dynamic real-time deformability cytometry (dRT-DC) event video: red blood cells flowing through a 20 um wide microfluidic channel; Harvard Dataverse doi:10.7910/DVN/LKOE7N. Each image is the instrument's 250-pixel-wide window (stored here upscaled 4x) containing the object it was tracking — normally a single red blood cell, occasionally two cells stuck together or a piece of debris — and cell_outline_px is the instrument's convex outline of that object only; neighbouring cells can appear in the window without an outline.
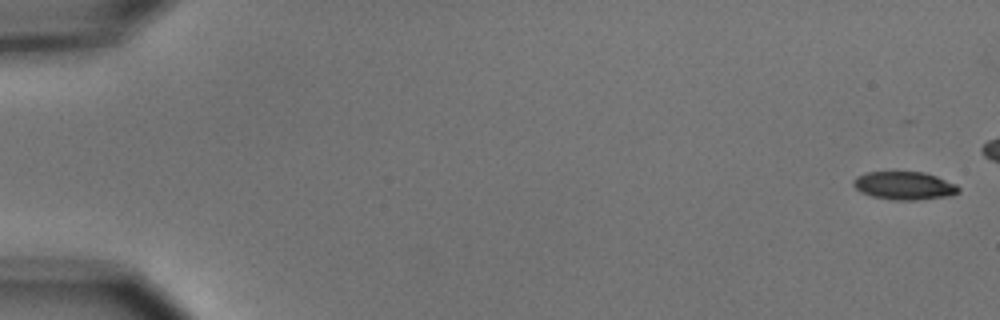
{"species": "common noctule bat (a hibernating species)", "species_latin": "Nyctalus noctula", "temperature_condition": "cold", "stored_images_in_passage": 11, "camera_frame_rate_fps": 3000, "um_per_image_px": 0.085, "animal": {"sex": "male", "body_mass_g": 15.6}, "frame": {"image": 1, "passage_image": 1, "time_ms": 0.0, "image_size_px": [1000, 320], "cell_outline_px": [[960, 192], [948, 196], [916, 200], [892, 200], [872, 196], [860, 192], [852, 184], [852, 180], [856, 176], [864, 172], [924, 172], [936, 176], [956, 184], [960, 188]], "centroid_in_image_um": [76.84, 15.78], "position_along_channel_um": 8.2, "area_um2": 17.34}}
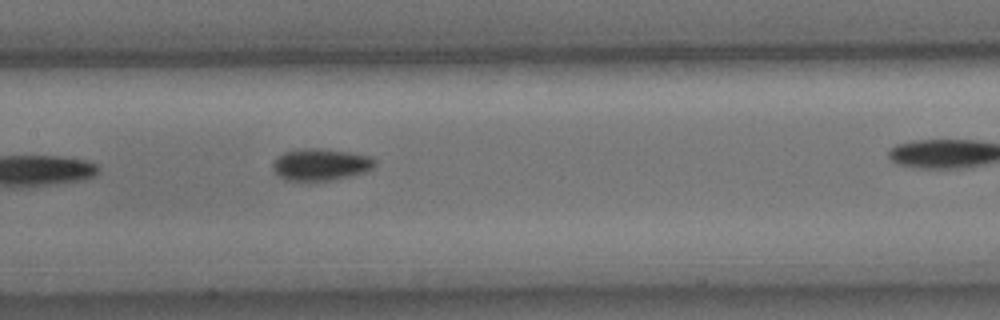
{"frame": {"image": 2, "passage_image": 10, "time_ms": 11.333, "image_size_px": [1000, 320], "cell_outline_px": [[376, 164], [372, 168], [364, 172], [352, 176], [328, 180], [288, 180], [280, 176], [272, 168], [272, 164], [276, 156], [284, 152], [304, 148], [320, 148], [348, 152], [368, 156], [376, 160]], "centroid_in_image_um": [27.24, 13.97], "position_along_channel_um": 180.2, "area_um2": 18.79}}